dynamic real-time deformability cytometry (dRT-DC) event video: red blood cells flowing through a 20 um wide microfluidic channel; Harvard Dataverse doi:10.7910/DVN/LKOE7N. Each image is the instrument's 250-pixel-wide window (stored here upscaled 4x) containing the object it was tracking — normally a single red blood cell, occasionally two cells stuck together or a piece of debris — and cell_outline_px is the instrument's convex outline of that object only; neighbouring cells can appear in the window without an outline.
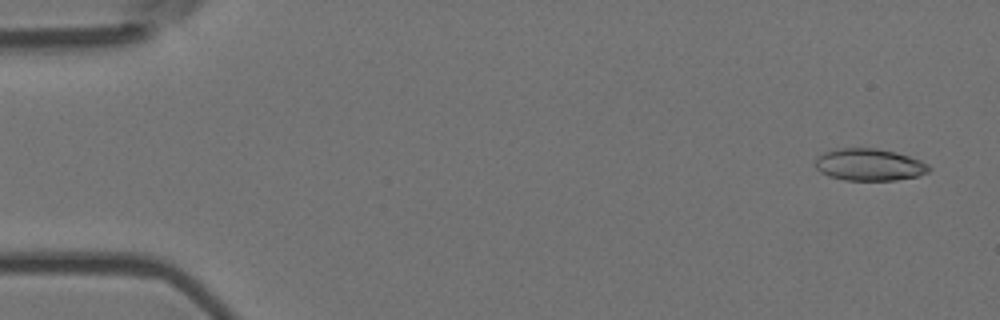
{"species": "Egyptian fruit bat (a non-hibernating species)", "species_latin": "Rousettus aegyptiacus", "temperature_condition": "room temperature", "stored_images_in_passage": 7, "camera_frame_rate_fps": 3000, "um_per_image_px": 0.085, "animal": {"sex": "female"}, "frame": {"image": 1, "passage_image": 1, "time_ms": 0.0, "image_size_px": [1000, 320], "cell_outline_px": [[932, 168], [928, 172], [916, 176], [896, 180], [844, 180], [828, 176], [820, 172], [816, 168], [816, 160], [824, 152], [840, 148], [876, 148], [896, 152], [920, 160], [928, 164]], "centroid_in_image_um": [73.9, 14.0], "position_along_channel_um": 11.1, "area_um2": 21.15}}
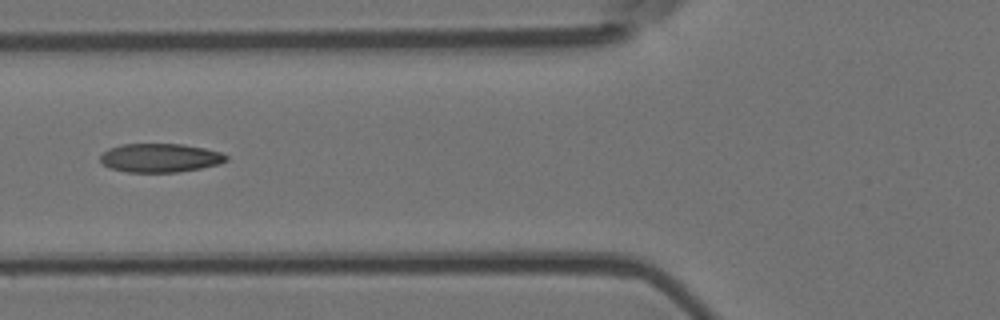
{"frame": {"image": 2, "passage_image": 6, "time_ms": 1.667, "image_size_px": [1000, 320], "cell_outline_px": [[228, 160], [220, 164], [180, 172], [128, 172], [112, 168], [104, 164], [100, 160], [100, 156], [108, 148], [120, 144], [184, 144], [204, 148], [220, 152], [228, 156]], "centroid_in_image_um": [13.63, 13.41], "position_along_channel_um": 112.2, "area_um2": 21.1}}
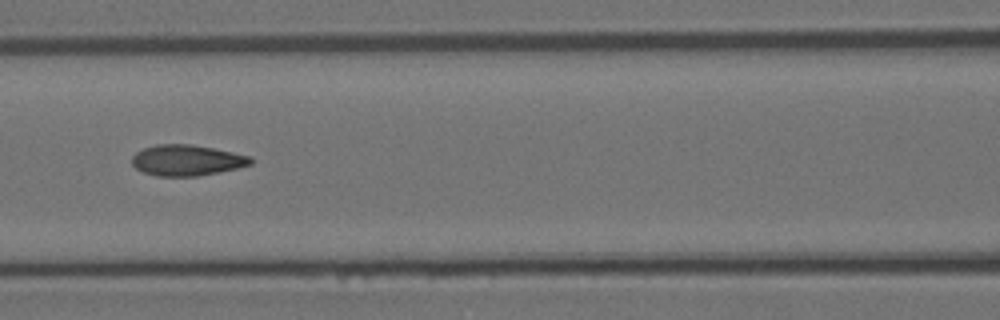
{"frame": {"image": 3, "passage_image": 7, "time_ms": 2.0, "image_size_px": [1000, 320], "cell_outline_px": [[252, 164], [220, 172], [196, 176], [156, 176], [144, 172], [136, 168], [132, 164], [132, 156], [136, 152], [144, 148], [156, 144], [192, 144], [232, 152], [248, 156], [252, 160]], "centroid_in_image_um": [15.85, 13.62], "position_along_channel_um": 150.8, "area_um2": 21.21}}